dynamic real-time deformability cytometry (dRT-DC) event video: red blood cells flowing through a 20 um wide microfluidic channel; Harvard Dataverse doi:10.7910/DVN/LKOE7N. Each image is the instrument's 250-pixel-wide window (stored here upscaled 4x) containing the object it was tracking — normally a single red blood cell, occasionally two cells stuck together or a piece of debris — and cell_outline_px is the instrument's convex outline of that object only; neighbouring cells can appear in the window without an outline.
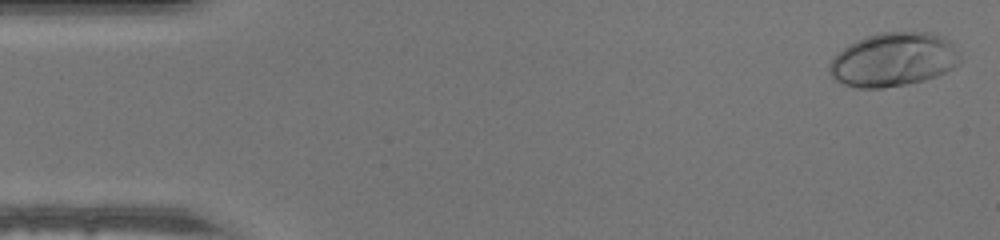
{"species": "human", "species_latin": "Homo sapiens", "temperature_condition": "warm", "stored_images_in_passage": 47, "camera_frame_rate_fps": 3000, "um_per_image_px": 0.085, "donor": {"sex": "male"}, "frame": {"image": 1, "passage_image": 1, "time_ms": 0.0, "image_size_px": [1000, 240], "cell_outline_px": [[960, 64], [936, 76], [924, 80], [884, 88], [856, 88], [844, 84], [836, 80], [828, 72], [828, 64], [848, 44], [864, 36], [880, 32], [936, 32], [944, 36], [948, 40], [960, 56]], "centroid_in_image_um": [75.93, 5.05], "position_along_channel_um": 9.1, "area_um2": 41.04}}
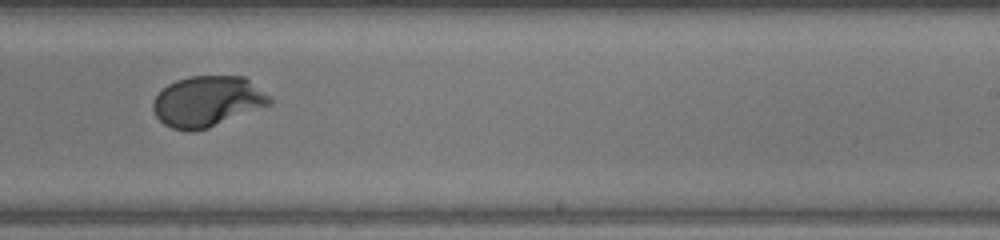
{"frame": {"image": 2, "passage_image": 29, "time_ms": 9.333, "image_size_px": [1000, 240], "cell_outline_px": [[272, 104], [208, 128], [196, 132], [188, 132], [172, 128], [164, 124], [156, 116], [152, 108], [152, 104], [156, 96], [168, 84], [176, 80], [188, 76], [244, 76], [268, 96], [272, 100]], "centroid_in_image_um": [17.6, 8.63], "position_along_channel_um": 271.4, "area_um2": 34.33}}
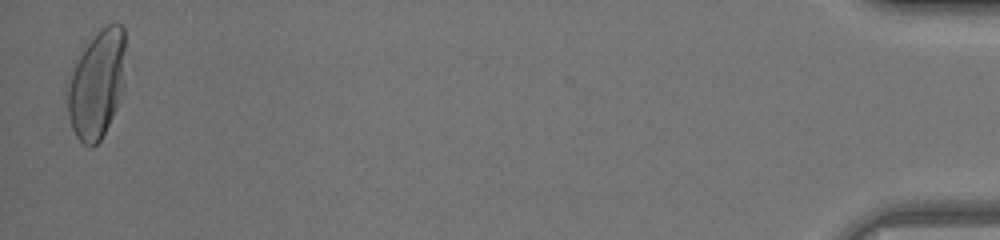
{"frame": {"image": 3, "passage_image": 47, "time_ms": 15.333, "image_size_px": [1000, 240], "cell_outline_px": [[124, 84], [116, 108], [100, 140], [96, 144], [84, 144], [76, 136], [72, 128], [68, 116], [68, 88], [72, 72], [76, 60], [84, 48], [96, 32], [100, 28], [108, 24], [120, 24], [124, 28]], "centroid_in_image_um": [8.24, 7.12], "position_along_channel_um": 427.0, "area_um2": 35.89}}